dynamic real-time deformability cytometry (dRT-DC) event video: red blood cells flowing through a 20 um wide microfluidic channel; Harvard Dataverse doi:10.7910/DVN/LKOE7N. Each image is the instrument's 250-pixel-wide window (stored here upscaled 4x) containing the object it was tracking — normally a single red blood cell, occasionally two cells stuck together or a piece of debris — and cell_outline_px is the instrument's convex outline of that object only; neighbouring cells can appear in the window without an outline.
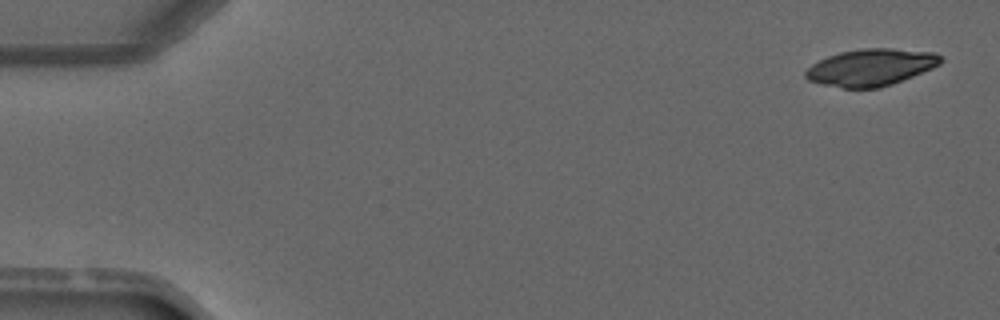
{"species": "common noctule bat (a hibernating species)", "species_latin": "Nyctalus noctula", "temperature_condition": "warm", "stored_images_in_passage": 3, "camera_frame_rate_fps": 3000, "um_per_image_px": 0.085, "animal": {"sex": "male", "forearm_length_mm": 52.5}, "frame": {"image": 1, "passage_image": 1, "time_ms": 0.0, "image_size_px": [1000, 320], "cell_outline_px": [[944, 60], [940, 64], [932, 68], [892, 84], [880, 88], [844, 88], [824, 84], [808, 80], [804, 76], [804, 72], [812, 64], [828, 56], [840, 52], [864, 48], [892, 48], [936, 52]], "centroid_in_image_um": [74.04, 5.72], "position_along_channel_um": 11.0, "area_um2": 29.02}}